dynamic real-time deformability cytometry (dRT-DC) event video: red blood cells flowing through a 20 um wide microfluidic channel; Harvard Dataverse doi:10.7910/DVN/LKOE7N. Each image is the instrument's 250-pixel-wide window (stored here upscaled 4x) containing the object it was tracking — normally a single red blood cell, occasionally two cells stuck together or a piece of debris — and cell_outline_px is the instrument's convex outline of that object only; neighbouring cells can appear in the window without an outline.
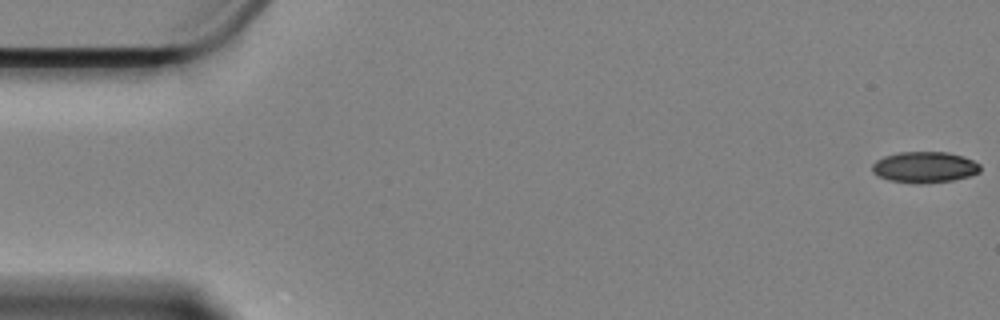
{"species": "Egyptian fruit bat (a non-hibernating species)", "species_latin": "Rousettus aegyptiacus", "temperature_condition": "cold", "stored_images_in_passage": 58, "camera_frame_rate_fps": 3000, "um_per_image_px": 0.085, "animal": {"sex": "female"}, "frame": {"image": 1, "passage_image": 1, "time_ms": 0.0, "image_size_px": [1000, 320], "cell_outline_px": [[980, 172], [968, 176], [952, 180], [924, 184], [916, 184], [888, 180], [872, 172], [872, 164], [876, 160], [884, 156], [900, 152], [948, 152], [972, 160], [980, 164]], "centroid_in_image_um": [78.57, 14.22], "position_along_channel_um": 6.4, "area_um2": 19.54}}
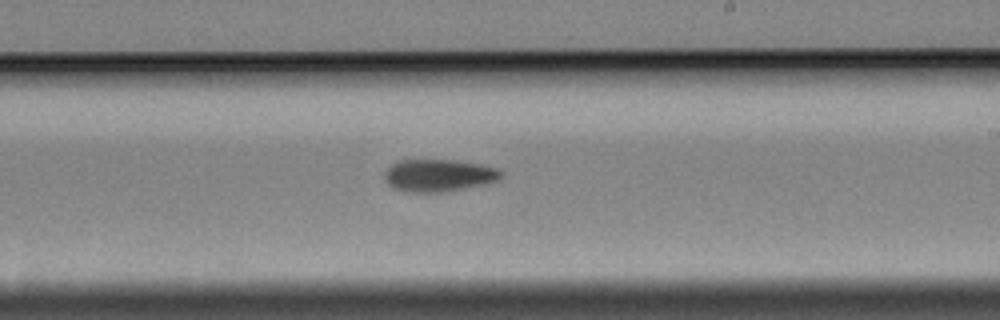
{"frame": {"image": 2, "passage_image": 34, "time_ms": 11.0, "image_size_px": [1000, 320], "cell_outline_px": [[500, 176], [496, 180], [484, 184], [440, 192], [408, 192], [392, 188], [388, 184], [384, 176], [384, 172], [392, 164], [400, 160], [452, 160], [480, 164], [496, 168], [500, 172]], "centroid_in_image_um": [37.21, 14.91], "position_along_channel_um": 251.8, "area_um2": 21.56}}
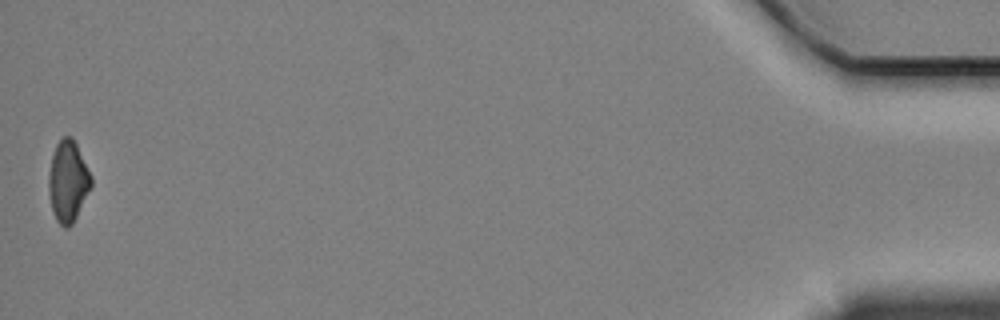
{"frame": {"image": 3, "passage_image": 58, "time_ms": 19.0, "image_size_px": [1000, 320], "cell_outline_px": [[92, 188], [72, 224], [68, 228], [64, 228], [56, 220], [52, 208], [48, 192], [48, 176], [52, 156], [56, 144], [64, 136], [72, 136], [92, 176]], "centroid_in_image_um": [5.79, 15.42], "position_along_channel_um": 429.4, "area_um2": 20.17}, "authors_computed_cell_mechanics": {"area_um2": 20.9814, "velocity_mm_per_s": 3.4071, "shape_relaxation_time_tau1_ms": 4.6765, "shape_relaxation_time_tau2_ms": null, "deformation_change_tau1": 0.1181, "deformation_change_tau2": null}}